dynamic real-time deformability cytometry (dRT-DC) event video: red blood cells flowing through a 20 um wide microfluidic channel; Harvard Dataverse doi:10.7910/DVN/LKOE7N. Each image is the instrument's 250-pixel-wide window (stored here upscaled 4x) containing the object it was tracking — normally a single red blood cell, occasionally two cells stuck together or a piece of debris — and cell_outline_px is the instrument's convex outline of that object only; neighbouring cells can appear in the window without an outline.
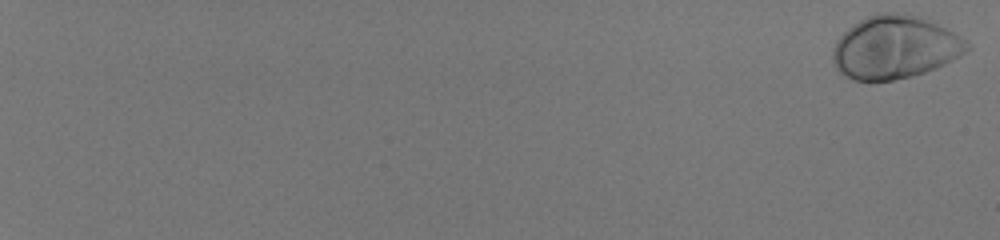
{"species": "human", "species_latin": "Homo sapiens", "temperature_condition": "room temperature", "stored_images_in_passage": 57, "camera_frame_rate_fps": 3000, "um_per_image_px": 0.085, "donor": {"sex": "male"}, "frame": {"image": 1, "passage_image": 1, "time_ms": 0.0, "image_size_px": [1000, 240], "cell_outline_px": [[972, 48], [960, 56], [944, 64], [924, 72], [912, 76], [892, 80], [852, 80], [840, 72], [832, 64], [832, 48], [836, 40], [848, 28], [860, 20], [876, 12], [904, 12], [920, 16], [948, 28], [968, 40]], "centroid_in_image_um": [76.08, 4.0], "position_along_channel_um": 8.9, "area_um2": 49.77}}
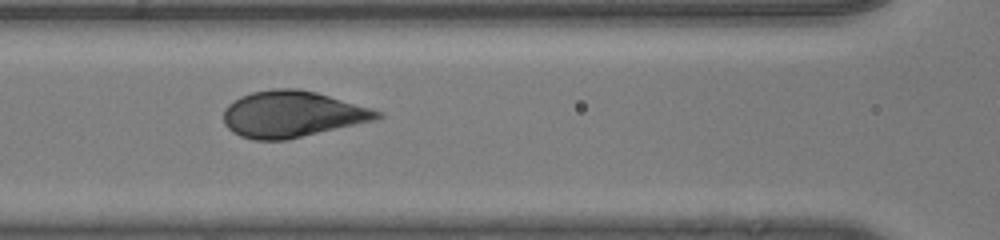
{"frame": {"image": 2, "passage_image": 32, "time_ms": 10.333, "image_size_px": [1000, 240], "cell_outline_px": [[384, 116], [376, 120], [284, 140], [252, 140], [240, 136], [232, 132], [224, 124], [224, 108], [228, 104], [240, 96], [252, 92], [272, 88], [296, 88], [316, 92], [384, 112]], "centroid_in_image_um": [24.81, 9.7], "position_along_channel_um": 141.8, "area_um2": 41.44}}
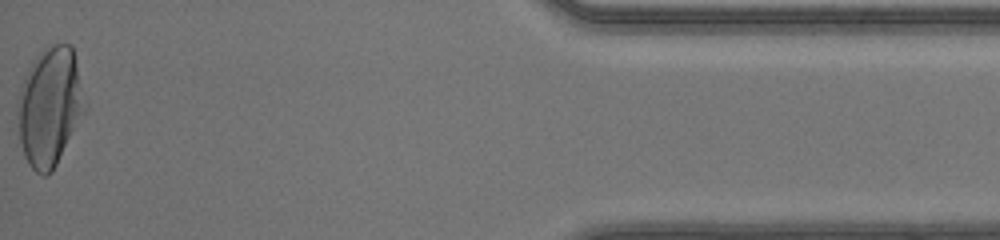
{"frame": {"image": 3, "passage_image": 57, "time_ms": 18.667, "image_size_px": [1000, 240], "cell_outline_px": [[88, 108], [52, 172], [48, 176], [40, 176], [28, 164], [24, 156], [20, 144], [16, 112], [16, 108], [20, 84], [32, 60], [44, 48], [52, 44], [72, 44], [88, 104]], "centroid_in_image_um": [4.24, 9.06], "position_along_channel_um": 431.0, "area_um2": 47.74}, "authors_computed_cell_mechanics": {"area_um2": 43.4656, "velocity_mm_per_s": 4.1201, "shape_relaxation_time_tau1_ms": 2.4887, "shape_relaxation_time_tau2_ms": null, "deformation_change_tau1": 0.1691, "deformation_change_tau2": null}}